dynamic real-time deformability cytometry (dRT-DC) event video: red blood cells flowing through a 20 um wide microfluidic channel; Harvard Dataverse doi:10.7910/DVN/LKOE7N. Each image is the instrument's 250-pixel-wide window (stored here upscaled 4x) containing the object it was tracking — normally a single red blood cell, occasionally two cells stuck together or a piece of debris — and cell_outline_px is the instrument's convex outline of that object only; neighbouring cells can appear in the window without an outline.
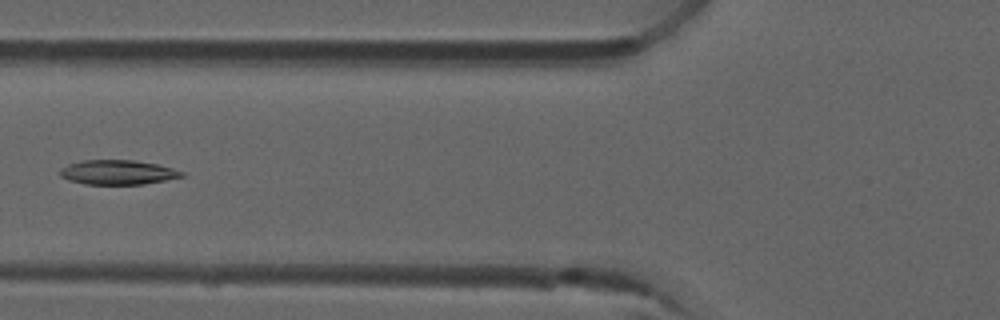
{"species": "common noctule bat (a hibernating species)", "species_latin": "Nyctalus noctula", "temperature_condition": "room temperature", "stored_images_in_passage": 7, "camera_frame_rate_fps": 3000, "um_per_image_px": 0.085, "animal": {"sex": "male", "forearm_length_mm": 52.5}, "frame": {"image": 1, "passage_image": 6, "time_ms": 1.667, "image_size_px": [1000, 320], "cell_outline_px": [[184, 176], [144, 184], [84, 184], [68, 180], [60, 176], [60, 168], [68, 164], [84, 160], [132, 160], [156, 164], [172, 168], [184, 172]], "centroid_in_image_um": [9.97, 14.65], "position_along_channel_um": 115.8, "area_um2": 17.28}}
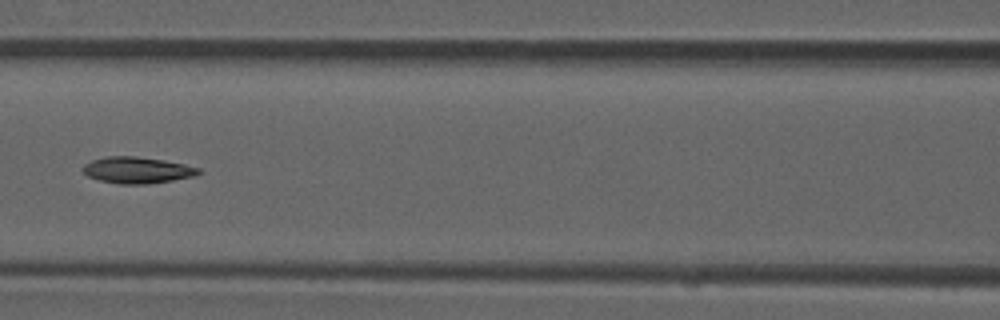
{"frame": {"image": 2, "passage_image": 7, "time_ms": 2.0, "image_size_px": [1000, 320], "cell_outline_px": [[200, 172], [196, 176], [148, 184], [120, 184], [100, 180], [88, 176], [80, 168], [84, 164], [92, 160], [108, 156], [136, 156], [164, 160], [184, 164], [200, 168]], "centroid_in_image_um": [11.65, 14.46], "position_along_channel_um": 154.9, "area_um2": 17.8}}